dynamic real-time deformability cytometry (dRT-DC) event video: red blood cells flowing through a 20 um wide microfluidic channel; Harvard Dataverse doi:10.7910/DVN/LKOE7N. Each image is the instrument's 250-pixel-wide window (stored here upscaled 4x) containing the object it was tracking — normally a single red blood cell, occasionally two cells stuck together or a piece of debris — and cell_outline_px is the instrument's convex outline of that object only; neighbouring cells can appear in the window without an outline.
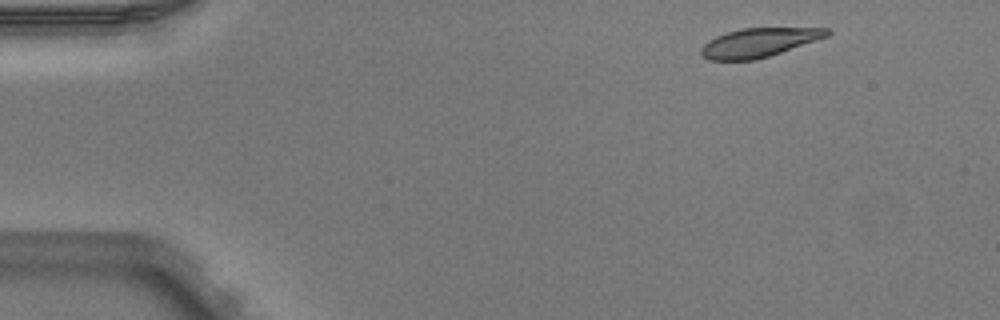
{"species": "Egyptian fruit bat (a non-hibernating species)", "species_latin": "Rousettus aegyptiacus", "temperature_condition": "warm", "stored_images_in_passage": 2, "camera_frame_rate_fps": 3000, "um_per_image_px": 0.085, "animal": {"sex": "male"}, "frame": {"image": 1, "passage_image": 2, "time_ms": 0.333, "image_size_px": [1000, 320], "cell_outline_px": [[832, 32], [828, 36], [756, 60], [708, 60], [700, 56], [700, 48], [708, 40], [716, 36], [740, 28], [828, 28]], "centroid_in_image_um": [64.45, 3.62], "position_along_channel_um": 20.5, "area_um2": 21.15}}